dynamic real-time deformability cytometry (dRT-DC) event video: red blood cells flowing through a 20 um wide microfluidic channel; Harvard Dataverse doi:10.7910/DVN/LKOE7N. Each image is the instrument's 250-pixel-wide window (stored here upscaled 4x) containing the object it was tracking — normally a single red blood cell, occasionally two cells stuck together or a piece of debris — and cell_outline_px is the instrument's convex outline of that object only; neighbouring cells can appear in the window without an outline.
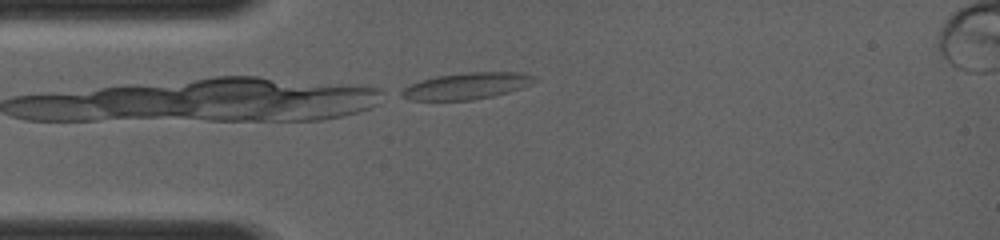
{"species": "common noctule bat (a hibernating species)", "species_latin": "Nyctalus noctula", "temperature_condition": "room temperature", "stored_images_in_passage": 3, "camera_frame_rate_fps": 4000, "um_per_image_px": 0.085, "animal": {"sex": "female", "body_mass_g": 19.0, "forearm_length_mm": 56.7}, "frame": {"image": 1, "passage_image": 1, "time_ms": 0.0, "image_size_px": [1000, 240], "cell_outline_px": [[540, 80], [532, 84], [508, 92], [492, 96], [472, 100], [408, 100], [400, 96], [396, 92], [408, 84], [420, 80], [436, 76], [468, 72], [520, 72], [536, 76]], "centroid_in_image_um": [39.62, 7.3], "position_along_channel_um": 45.4, "area_um2": 20.92}}